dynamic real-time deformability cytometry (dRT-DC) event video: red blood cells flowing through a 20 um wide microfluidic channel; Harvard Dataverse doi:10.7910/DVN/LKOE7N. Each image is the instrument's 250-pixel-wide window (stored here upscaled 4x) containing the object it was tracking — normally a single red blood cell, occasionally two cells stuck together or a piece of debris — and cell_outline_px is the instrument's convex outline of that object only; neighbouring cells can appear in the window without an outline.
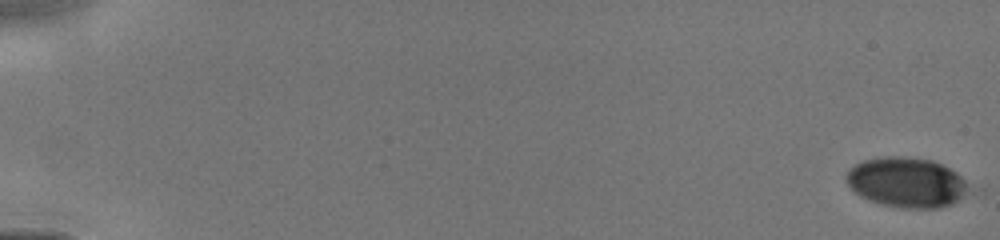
{"species": "human", "species_latin": "Homo sapiens", "temperature_condition": "cold", "stored_images_in_passage": 7, "camera_frame_rate_fps": 3000, "um_per_image_px": 0.085, "donor": {"sex": "male"}, "frame": {"image": 1, "passage_image": 1, "time_ms": 0.0, "image_size_px": [1000, 240], "cell_outline_px": [[972, 188], [968, 192], [952, 204], [936, 208], [900, 208], [880, 204], [868, 200], [860, 196], [848, 184], [844, 176], [848, 168], [864, 160], [884, 156], [900, 156], [932, 160], [956, 172]], "centroid_in_image_um": [77.04, 15.51], "position_along_channel_um": 8.0, "area_um2": 35.78}}
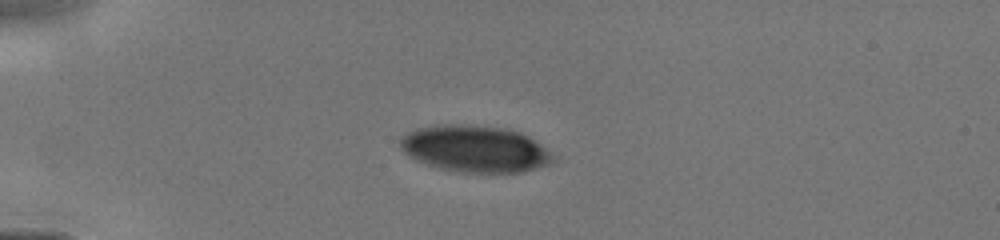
{"frame": {"image": 2, "passage_image": 6, "time_ms": 4.333, "image_size_px": [1000, 240], "cell_outline_px": [[552, 160], [548, 164], [520, 172], [460, 172], [440, 168], [416, 160], [404, 152], [400, 148], [400, 140], [408, 132], [416, 128], [444, 124], [464, 124], [504, 128], [520, 132], [528, 136], [540, 144], [552, 156]], "centroid_in_image_um": [40.33, 12.64], "position_along_channel_um": 44.7, "area_um2": 40.98}}